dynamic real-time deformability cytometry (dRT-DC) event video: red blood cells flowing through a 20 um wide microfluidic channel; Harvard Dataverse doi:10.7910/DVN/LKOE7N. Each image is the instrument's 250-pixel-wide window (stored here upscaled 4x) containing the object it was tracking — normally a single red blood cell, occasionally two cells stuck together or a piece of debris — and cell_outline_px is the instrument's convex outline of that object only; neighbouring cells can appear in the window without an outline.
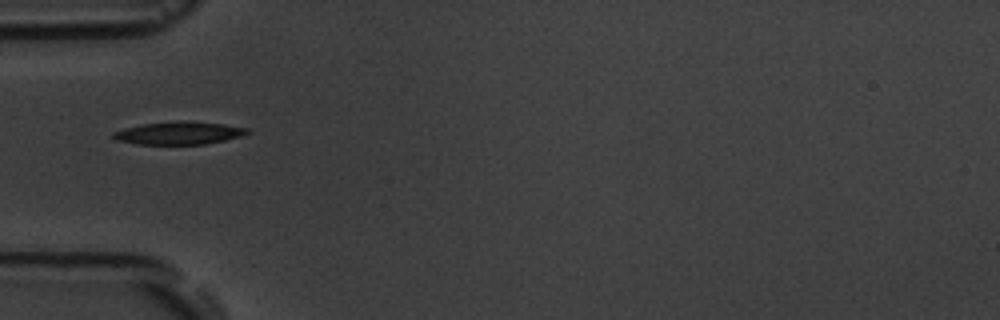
{"species": "common noctule bat (a hibernating species)", "species_latin": "Nyctalus noctula", "temperature_condition": "room temperature", "stored_images_in_passage": 3, "camera_frame_rate_fps": 3000, "um_per_image_px": 0.085, "animal": {"sex": "male", "body_mass_g": 19.5, "forearm_length_mm": 54.6}, "frame": {"image": 1, "passage_image": 1, "time_ms": 0.0, "image_size_px": [1000, 320], "cell_outline_px": [[252, 132], [240, 136], [224, 140], [204, 144], [136, 144], [116, 140], [112, 136], [112, 132], [124, 128], [144, 124], [176, 120], [188, 120], [224, 124], [248, 128]], "centroid_in_image_um": [15.21, 11.29], "position_along_channel_um": 69.8, "area_um2": 17.92}}
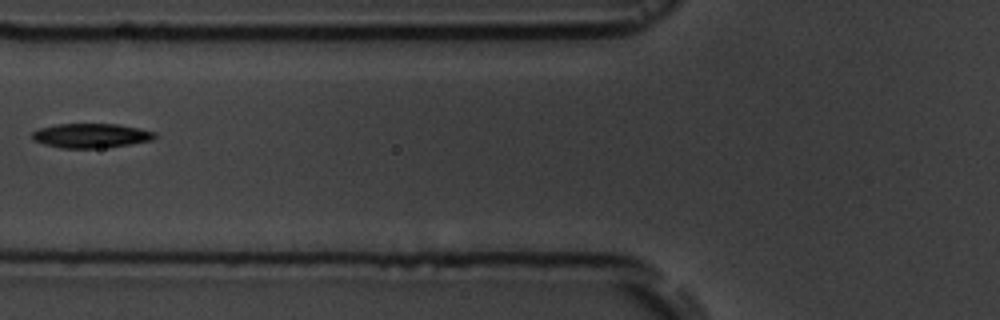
{"frame": {"image": 2, "passage_image": 2, "time_ms": 1.333, "image_size_px": [1000, 320], "cell_outline_px": [[160, 136], [152, 140], [108, 148], [64, 148], [44, 144], [32, 140], [32, 132], [40, 128], [56, 124], [116, 124], [140, 128], [156, 132]], "centroid_in_image_um": [7.78, 11.53], "position_along_channel_um": 118.0, "area_um2": 17.63}}
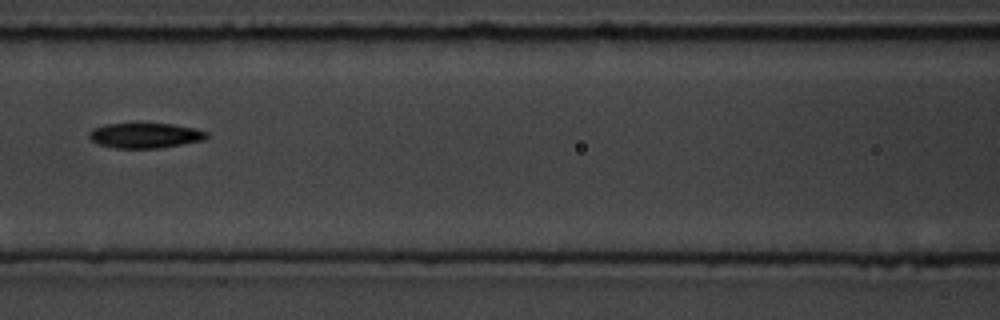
{"frame": {"image": 3, "passage_image": 3, "time_ms": 2.333, "image_size_px": [1000, 320], "cell_outline_px": [[208, 136], [204, 140], [160, 148], [116, 148], [100, 144], [92, 140], [88, 136], [88, 132], [92, 128], [104, 124], [136, 120], [172, 124], [196, 128], [208, 132]], "centroid_in_image_um": [12.31, 11.45], "position_along_channel_um": 154.3, "area_um2": 18.15}}